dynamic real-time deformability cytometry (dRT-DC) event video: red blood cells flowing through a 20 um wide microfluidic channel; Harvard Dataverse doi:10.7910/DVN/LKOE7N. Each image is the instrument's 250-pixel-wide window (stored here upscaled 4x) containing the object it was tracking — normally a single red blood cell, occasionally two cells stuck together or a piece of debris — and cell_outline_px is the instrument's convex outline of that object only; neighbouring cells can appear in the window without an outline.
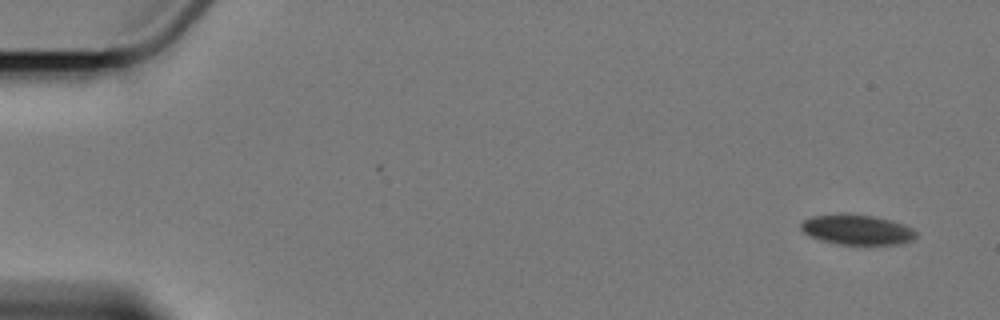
{"species": "Egyptian fruit bat (a non-hibernating species)", "species_latin": "Rousettus aegyptiacus", "temperature_condition": "cold", "stored_images_in_passage": 3, "camera_frame_rate_fps": 3000, "um_per_image_px": 0.085, "animal": {"sex": "female"}, "frame": {"image": 1, "passage_image": 1, "time_ms": 0.0, "image_size_px": [1000, 320], "cell_outline_px": [[916, 236], [912, 240], [896, 244], [840, 244], [808, 236], [800, 228], [800, 224], [804, 220], [812, 216], [836, 212], [848, 212], [876, 216], [892, 220], [904, 224], [912, 228], [916, 232]], "centroid_in_image_um": [72.82, 19.48], "position_along_channel_um": 12.2, "area_um2": 20.52}}